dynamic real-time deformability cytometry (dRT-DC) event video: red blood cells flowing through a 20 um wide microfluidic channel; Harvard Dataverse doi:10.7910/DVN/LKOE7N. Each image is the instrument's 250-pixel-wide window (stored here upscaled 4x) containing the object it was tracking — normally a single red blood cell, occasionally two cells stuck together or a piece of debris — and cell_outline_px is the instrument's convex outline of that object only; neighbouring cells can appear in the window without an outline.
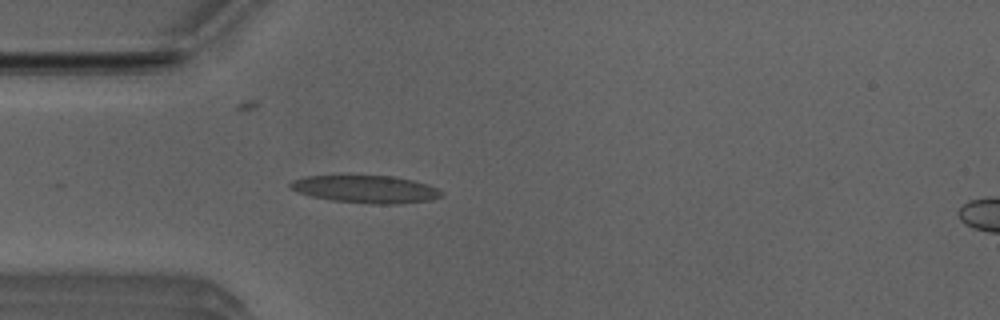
{"species": "Egyptian fruit bat (a non-hibernating species)", "species_latin": "Rousettus aegyptiacus", "temperature_condition": "room temperature", "stored_images_in_passage": 48, "camera_frame_rate_fps": 3000, "um_per_image_px": 0.085, "animal": {"sex": "male"}, "frame": {"image": 1, "passage_image": 14, "time_ms": 4.333, "image_size_px": [1000, 320], "cell_outline_px": [[444, 192], [440, 196], [432, 200], [400, 204], [368, 204], [328, 200], [296, 192], [288, 188], [288, 184], [292, 180], [304, 176], [340, 172], [396, 176], [428, 184]], "centroid_in_image_um": [30.98, 16.03], "position_along_channel_um": 54.0, "area_um2": 25.89}}
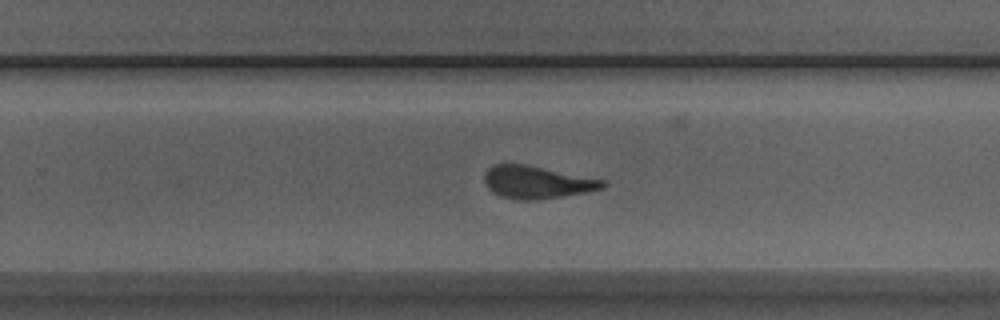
{"frame": {"image": 2, "passage_image": 32, "time_ms": 10.333, "image_size_px": [1000, 320], "cell_outline_px": [[608, 184], [604, 188], [584, 192], [540, 200], [516, 200], [500, 196], [492, 192], [488, 188], [484, 180], [484, 176], [488, 168], [492, 164], [524, 164], [604, 180]], "centroid_in_image_um": [45.6, 15.5], "position_along_channel_um": 284.2, "area_um2": 22.37}}
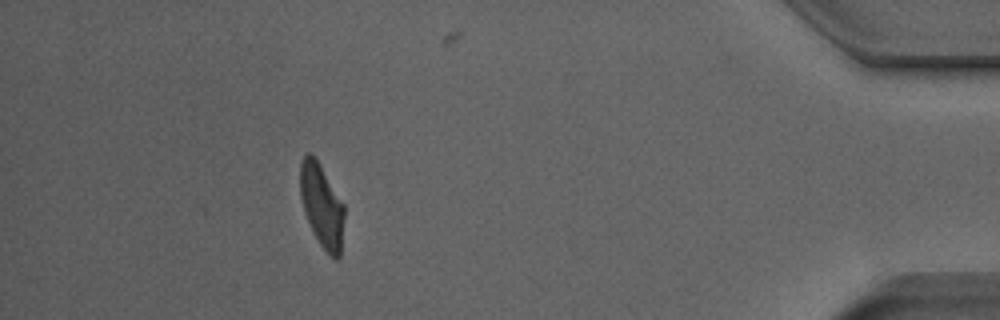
{"frame": {"image": 3, "passage_image": 46, "time_ms": 15.0, "image_size_px": [1000, 320], "cell_outline_px": [[344, 216], [340, 256], [336, 260], [320, 244], [304, 212], [300, 196], [300, 164], [304, 156], [308, 152], [312, 152], [316, 156], [344, 204]], "centroid_in_image_um": [27.35, 17.4], "position_along_channel_um": 407.9, "area_um2": 21.33}}